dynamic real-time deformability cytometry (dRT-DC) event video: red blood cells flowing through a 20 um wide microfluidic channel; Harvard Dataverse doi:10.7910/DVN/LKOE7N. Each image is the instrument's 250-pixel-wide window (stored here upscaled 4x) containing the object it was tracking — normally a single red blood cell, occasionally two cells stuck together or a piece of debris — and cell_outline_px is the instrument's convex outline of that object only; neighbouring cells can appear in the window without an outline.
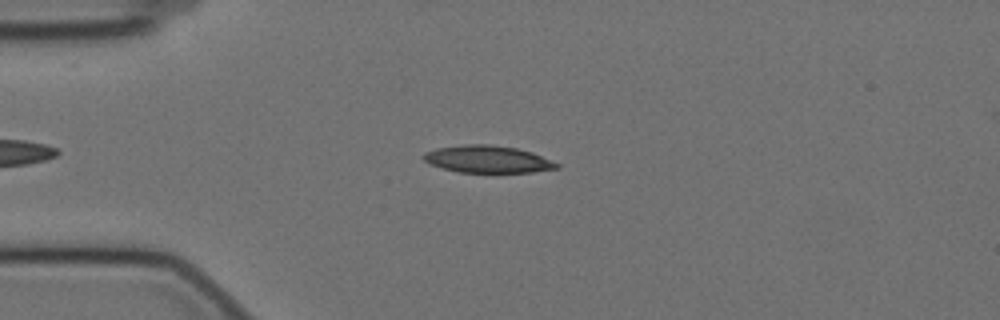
{"species": "Egyptian fruit bat (a non-hibernating species)", "species_latin": "Rousettus aegyptiacus", "temperature_condition": "cold", "stored_images_in_passage": 56, "camera_frame_rate_fps": 3000, "um_per_image_px": 0.085, "animal": {"sex": "female"}, "frame": {"image": 1, "passage_image": 12, "time_ms": 3.667, "image_size_px": [1000, 320], "cell_outline_px": [[560, 168], [532, 172], [460, 172], [428, 164], [424, 160], [424, 152], [436, 148], [464, 144], [488, 144], [516, 148], [532, 152], [560, 164]], "centroid_in_image_um": [41.45, 13.53], "position_along_channel_um": 43.5, "area_um2": 21.04}}
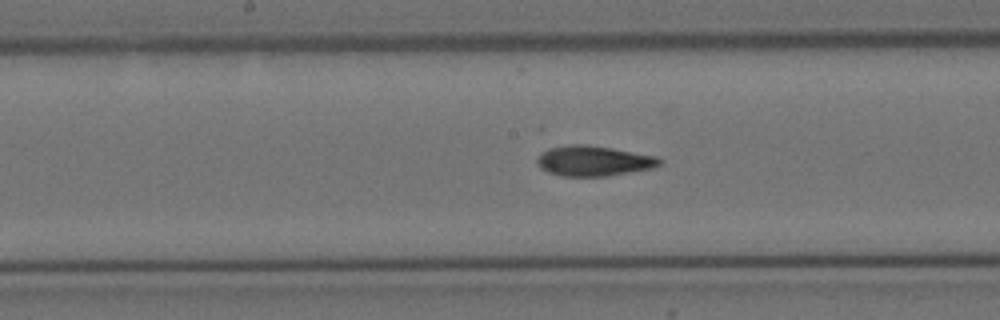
{"frame": {"image": 2, "passage_image": 27, "time_ms": 8.667, "image_size_px": [1000, 320], "cell_outline_px": [[664, 160], [660, 164], [652, 168], [608, 176], [560, 176], [548, 172], [540, 168], [536, 160], [548, 148], [568, 144], [588, 144], [612, 148], [656, 156]], "centroid_in_image_um": [50.46, 13.67], "position_along_channel_um": 197.7, "area_um2": 21.62}}
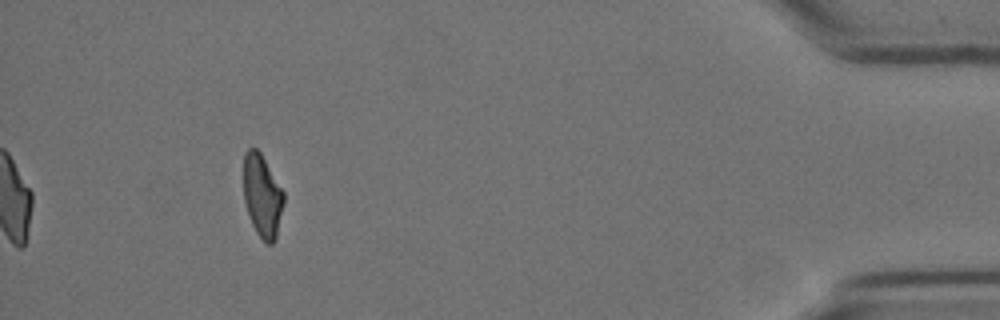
{"frame": {"image": 3, "passage_image": 51, "time_ms": 16.667, "image_size_px": [1000, 320], "cell_outline_px": [[284, 204], [276, 240], [272, 244], [268, 244], [256, 232], [252, 224], [244, 200], [244, 152], [248, 148], [256, 148], [260, 152], [284, 192]], "centroid_in_image_um": [22.3, 16.65], "position_along_channel_um": 412.9, "area_um2": 19.31}, "authors_computed_cell_mechanics": {"area_um2": 20.8658, "velocity_mm_per_s": 3.4814, "shape_relaxation_time_tau1_ms": 4.9892, "shape_relaxation_time_tau2_ms": 3.397, "deformation_change_tau1": 0.1734, "deformation_change_tau2": 0.1133}}